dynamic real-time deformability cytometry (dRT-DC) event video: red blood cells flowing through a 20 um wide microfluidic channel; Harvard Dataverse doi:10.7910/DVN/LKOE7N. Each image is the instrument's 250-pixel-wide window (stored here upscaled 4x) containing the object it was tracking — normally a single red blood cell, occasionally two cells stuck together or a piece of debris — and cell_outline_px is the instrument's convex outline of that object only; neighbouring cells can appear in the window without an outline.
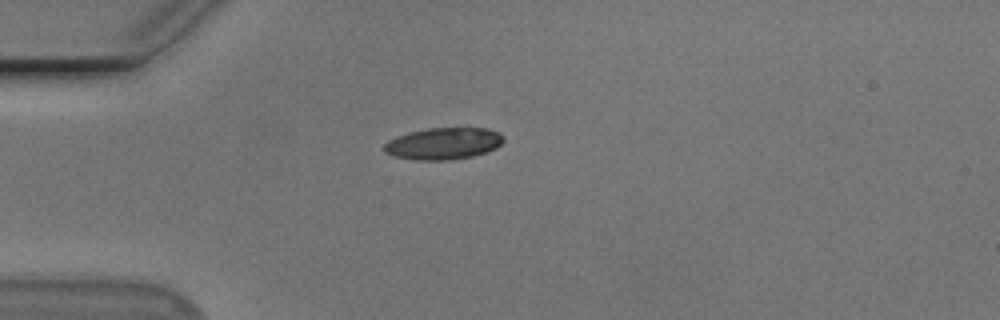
{"species": "Egyptian fruit bat (a non-hibernating species)", "species_latin": "Rousettus aegyptiacus", "temperature_condition": "cold", "stored_images_in_passage": 41, "camera_frame_rate_fps": 3000, "um_per_image_px": 0.085, "animal": {"sex": "male"}, "frame": {"image": 1, "passage_image": 1, "time_ms": 0.0, "image_size_px": [1000, 320], "cell_outline_px": [[504, 140], [496, 148], [472, 156], [448, 160], [416, 160], [392, 156], [384, 152], [384, 144], [388, 140], [396, 136], [408, 132], [428, 128], [488, 128], [504, 136]], "centroid_in_image_um": [37.65, 12.2], "position_along_channel_um": 47.3, "area_um2": 22.14}}
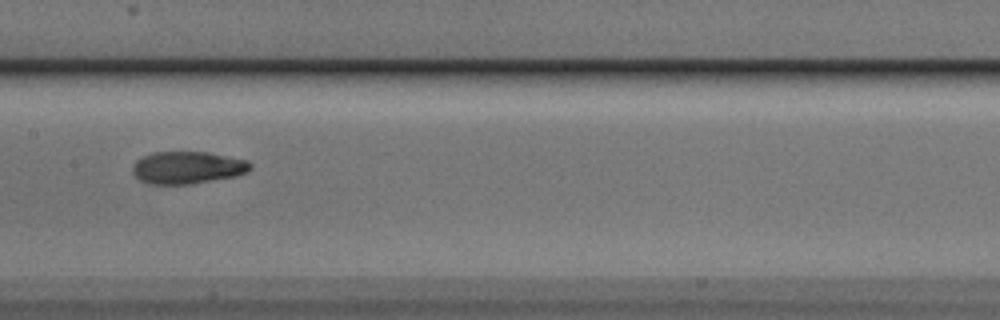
{"frame": {"image": 2, "passage_image": 14, "time_ms": 4.333, "image_size_px": [1000, 320], "cell_outline_px": [[252, 168], [248, 172], [236, 176], [188, 184], [148, 184], [140, 180], [132, 172], [132, 164], [136, 160], [152, 152], [208, 152], [248, 160], [252, 164]], "centroid_in_image_um": [15.94, 14.24], "position_along_channel_um": 191.5, "area_um2": 22.31}}
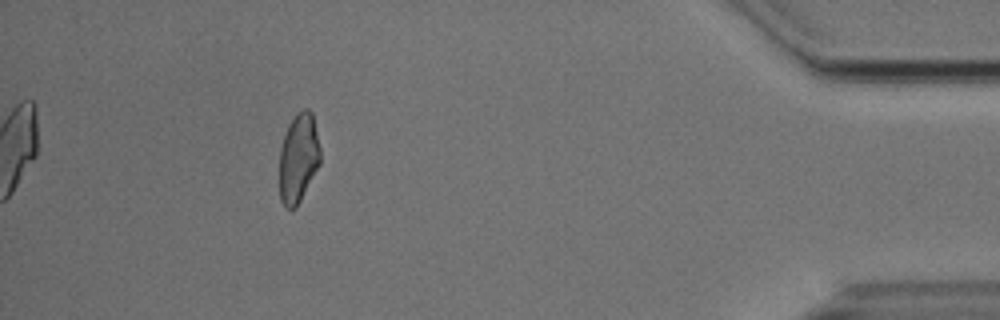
{"frame": {"image": 3, "passage_image": 36, "time_ms": 11.667, "image_size_px": [1000, 320], "cell_outline_px": [[320, 164], [296, 208], [288, 208], [280, 200], [280, 148], [288, 124], [304, 108], [308, 108], [312, 112], [320, 148]], "centroid_in_image_um": [25.37, 13.44], "position_along_channel_um": 409.8, "area_um2": 20.98}, "authors_computed_cell_mechanics": {"area_um2": 22.1374, "velocity_mm_per_s": 3.7391, "shape_relaxation_time_tau1_ms": 8.9128, "shape_relaxation_time_tau2_ms": 1.7328, "deformation_change_tau1": 0.2205, "deformation_change_tau2": 0.0733}}